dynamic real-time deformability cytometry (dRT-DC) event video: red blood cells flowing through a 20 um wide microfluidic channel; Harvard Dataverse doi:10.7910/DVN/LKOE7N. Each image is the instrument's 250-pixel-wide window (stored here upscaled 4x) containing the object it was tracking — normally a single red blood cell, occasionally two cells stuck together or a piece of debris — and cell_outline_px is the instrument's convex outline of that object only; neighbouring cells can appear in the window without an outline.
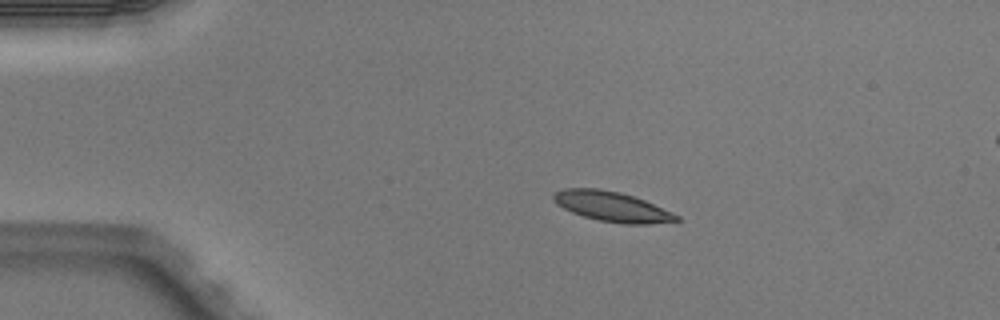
{"species": "Egyptian fruit bat (a non-hibernating species)", "species_latin": "Rousettus aegyptiacus", "temperature_condition": "warm", "stored_images_in_passage": 3, "camera_frame_rate_fps": 3000, "um_per_image_px": 0.085, "animal": {"sex": "male"}, "frame": {"image": 1, "passage_image": 1, "time_ms": 0.0, "image_size_px": [1000, 320], "cell_outline_px": [[680, 220], [648, 224], [624, 224], [600, 220], [584, 216], [572, 212], [556, 204], [552, 200], [552, 196], [556, 192], [564, 188], [600, 188], [620, 192], [644, 200], [672, 212], [680, 216]], "centroid_in_image_um": [52.0, 17.55], "position_along_channel_um": 33.0, "area_um2": 21.33}}